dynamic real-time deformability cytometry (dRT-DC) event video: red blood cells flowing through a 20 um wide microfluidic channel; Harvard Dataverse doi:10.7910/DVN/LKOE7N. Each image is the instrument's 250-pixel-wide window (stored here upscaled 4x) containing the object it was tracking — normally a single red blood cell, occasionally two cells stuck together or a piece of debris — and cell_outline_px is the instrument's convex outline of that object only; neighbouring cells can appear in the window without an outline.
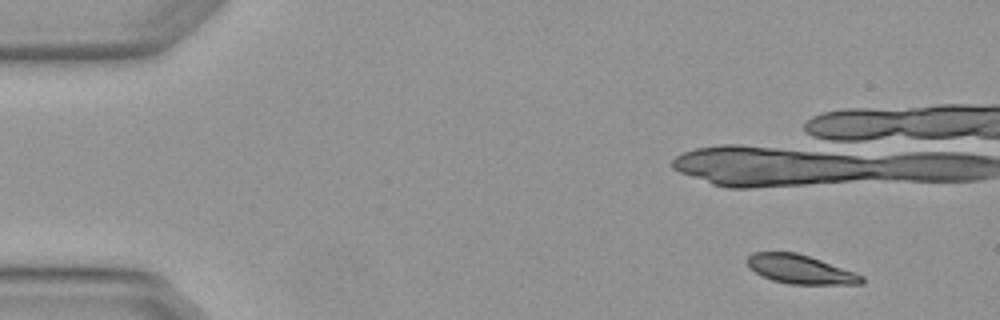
{"species": "Egyptian fruit bat (a non-hibernating species)", "species_latin": "Rousettus aegyptiacus", "temperature_condition": "warm", "stored_images_in_passage": 5, "camera_frame_rate_fps": 3000, "um_per_image_px": 0.085, "animal": {"sex": "female"}, "frame": {"image": 1, "passage_image": 1, "time_ms": 0.0, "image_size_px": [1000, 320], "cell_outline_px": [[864, 284], [788, 284], [772, 280], [756, 272], [748, 264], [748, 256], [752, 252], [796, 252], [856, 272], [864, 276]], "centroid_in_image_um": [68.07, 22.9], "position_along_channel_um": 16.9, "area_um2": 19.07}}